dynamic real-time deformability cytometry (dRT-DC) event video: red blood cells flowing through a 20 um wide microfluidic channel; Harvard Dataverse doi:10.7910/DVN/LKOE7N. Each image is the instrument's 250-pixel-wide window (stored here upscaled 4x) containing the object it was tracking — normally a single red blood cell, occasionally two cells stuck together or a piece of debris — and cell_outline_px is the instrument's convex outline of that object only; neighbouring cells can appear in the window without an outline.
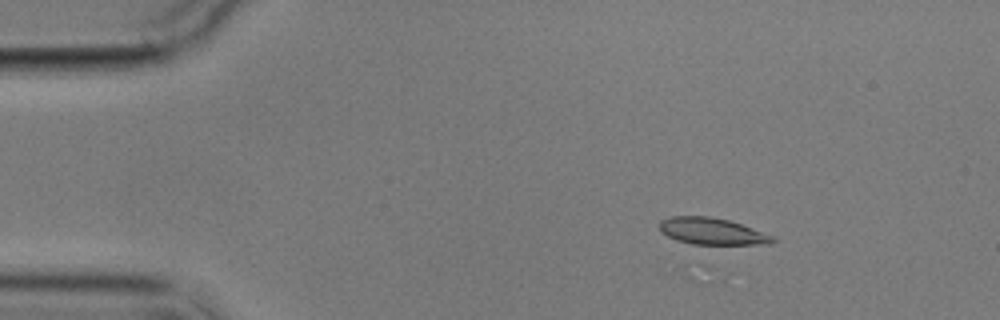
{"species": "common noctule bat (a hibernating species)", "species_latin": "Nyctalus noctula", "temperature_condition": "cold", "stored_images_in_passage": 4, "camera_frame_rate_fps": 3000, "um_per_image_px": 0.085, "animal": {"sex": "male", "body_mass_g": 17.9}, "frame": {"image": 1, "passage_image": 2, "time_ms": 1.333, "image_size_px": [1000, 320], "cell_outline_px": [[776, 240], [772, 244], [692, 244], [676, 240], [660, 232], [660, 220], [668, 216], [708, 216], [728, 220], [776, 236]], "centroid_in_image_um": [60.52, 19.66], "position_along_channel_um": 24.5, "area_um2": 17.69}}